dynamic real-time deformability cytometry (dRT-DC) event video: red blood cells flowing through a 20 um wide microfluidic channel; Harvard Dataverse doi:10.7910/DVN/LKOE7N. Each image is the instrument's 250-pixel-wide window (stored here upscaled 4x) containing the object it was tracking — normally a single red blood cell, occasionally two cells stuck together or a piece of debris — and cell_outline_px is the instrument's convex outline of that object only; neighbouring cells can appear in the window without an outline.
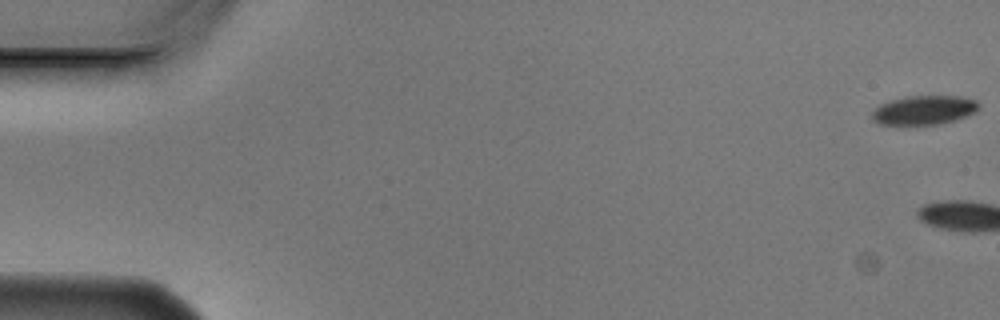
{"species": "Egyptian fruit bat (a non-hibernating species)", "species_latin": "Rousettus aegyptiacus", "temperature_condition": "cold", "stored_images_in_passage": 6, "camera_frame_rate_fps": 3000, "um_per_image_px": 0.085, "animal": {"sex": "male"}, "frame": {"image": 1, "passage_image": 1, "time_ms": 0.0, "image_size_px": [1000, 320], "cell_outline_px": [[980, 108], [976, 112], [968, 116], [956, 120], [940, 124], [880, 124], [872, 120], [872, 112], [880, 104], [892, 100], [908, 96], [960, 96], [976, 100], [980, 104]], "centroid_in_image_um": [78.6, 9.35], "position_along_channel_um": 6.4, "area_um2": 18.15}}